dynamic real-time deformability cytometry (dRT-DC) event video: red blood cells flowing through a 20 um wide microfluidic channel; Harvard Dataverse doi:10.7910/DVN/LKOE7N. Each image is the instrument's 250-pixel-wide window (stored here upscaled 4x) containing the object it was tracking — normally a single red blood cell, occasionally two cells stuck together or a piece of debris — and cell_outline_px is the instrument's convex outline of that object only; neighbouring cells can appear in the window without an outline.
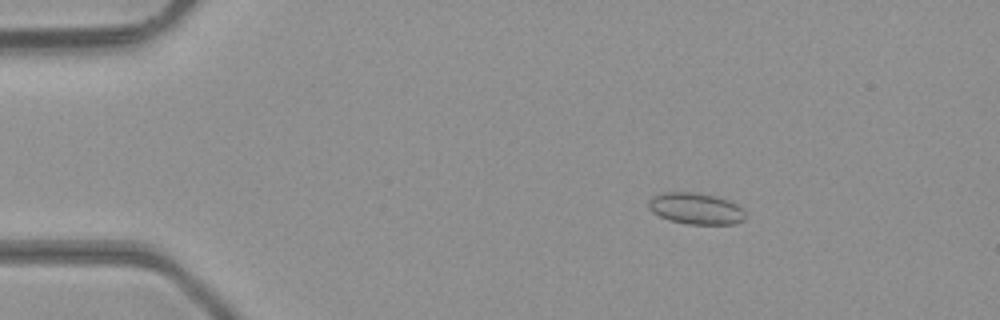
{"species": "common noctule bat (a hibernating species)", "species_latin": "Nyctalus noctula", "temperature_condition": "room temperature", "stored_images_in_passage": 48, "camera_frame_rate_fps": 3000, "um_per_image_px": 0.085, "animal": {"sex": "male", "body_mass_g": 23.1, "forearm_length_mm": 52.7}, "frame": {"image": 1, "passage_image": 8, "time_ms": 2.333, "image_size_px": [1000, 320], "cell_outline_px": [[744, 220], [736, 224], [688, 224], [668, 220], [652, 212], [648, 208], [648, 200], [652, 196], [664, 192], [696, 192], [716, 196], [728, 200], [736, 204], [744, 212]], "centroid_in_image_um": [59.11, 17.72], "position_along_channel_um": 25.9, "area_um2": 17.8}}
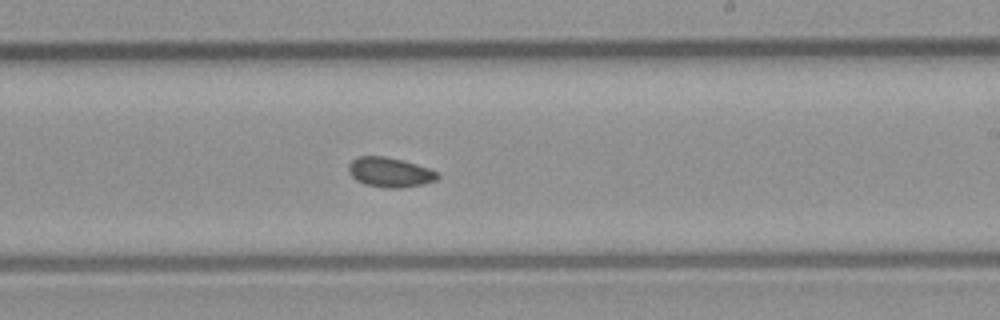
{"frame": {"image": 2, "passage_image": 29, "time_ms": 9.333, "image_size_px": [1000, 320], "cell_outline_px": [[440, 176], [436, 180], [424, 184], [400, 188], [384, 188], [364, 184], [356, 180], [348, 172], [348, 164], [352, 160], [360, 156], [384, 156], [416, 164], [440, 172]], "centroid_in_image_um": [33.14, 14.65], "position_along_channel_um": 255.9, "area_um2": 15.49}}
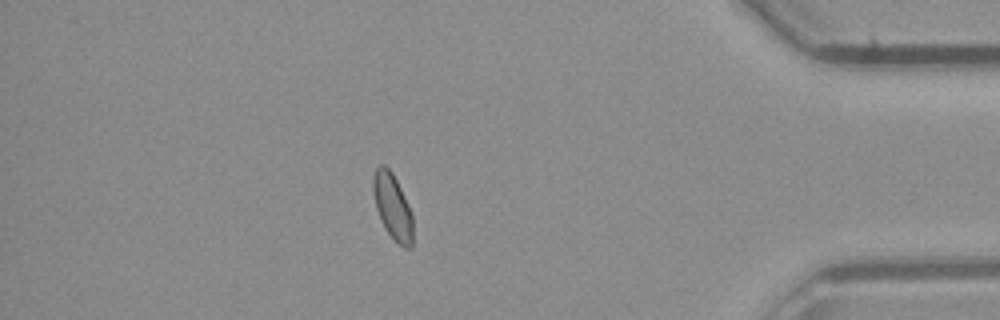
{"frame": {"image": 3, "passage_image": 42, "time_ms": 13.667, "image_size_px": [1000, 320], "cell_outline_px": [[412, 248], [404, 248], [384, 228], [380, 220], [376, 208], [372, 188], [372, 176], [376, 168], [380, 164], [384, 164], [392, 172], [408, 204], [412, 216]], "centroid_in_image_um": [33.34, 17.53], "position_along_channel_um": 401.9, "area_um2": 15.09}}